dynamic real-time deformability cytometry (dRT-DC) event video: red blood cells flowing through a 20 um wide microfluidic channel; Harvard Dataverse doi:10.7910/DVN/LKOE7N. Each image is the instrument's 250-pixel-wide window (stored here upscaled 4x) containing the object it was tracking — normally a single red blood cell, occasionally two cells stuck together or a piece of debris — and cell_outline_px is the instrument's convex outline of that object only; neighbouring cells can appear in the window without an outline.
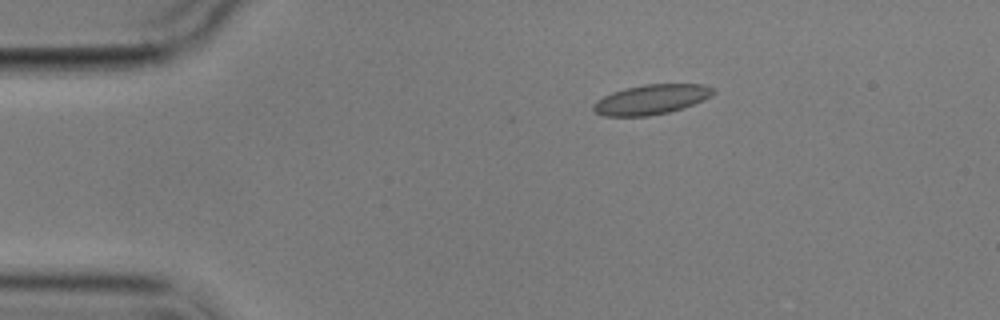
{"species": "common noctule bat (a hibernating species)", "species_latin": "Nyctalus noctula", "temperature_condition": "cold", "stored_images_in_passage": 9, "camera_frame_rate_fps": 3000, "um_per_image_px": 0.085, "animal": {"sex": "male", "body_mass_g": 17.9}, "frame": {"image": 1, "passage_image": 1, "time_ms": 0.0, "image_size_px": [1000, 320], "cell_outline_px": [[716, 92], [712, 96], [684, 108], [668, 112], [648, 116], [604, 116], [596, 112], [592, 108], [592, 104], [596, 100], [612, 92], [624, 88], [644, 84], [704, 84], [716, 88]], "centroid_in_image_um": [55.38, 8.44], "position_along_channel_um": 29.6, "area_um2": 21.04}}
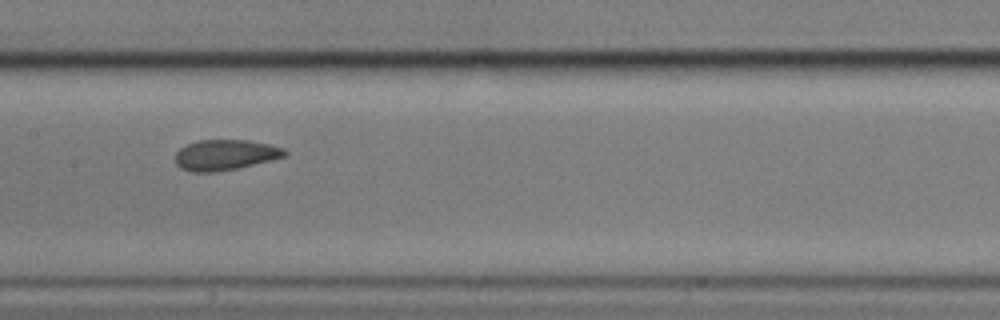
{"frame": {"image": 2, "passage_image": 6, "time_ms": 6.0, "image_size_px": [1000, 320], "cell_outline_px": [[288, 152], [284, 156], [272, 160], [236, 168], [216, 172], [192, 172], [180, 168], [176, 164], [176, 152], [180, 148], [188, 144], [200, 140], [248, 140], [268, 144], [284, 148]], "centroid_in_image_um": [19.13, 13.17], "position_along_channel_um": 188.3, "area_um2": 19.36}}
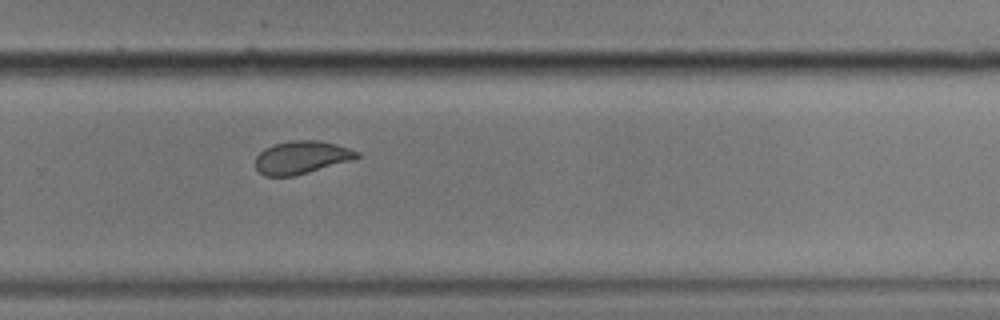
{"frame": {"image": 3, "passage_image": 9, "time_ms": 9.333, "image_size_px": [1000, 320], "cell_outline_px": [[360, 156], [352, 160], [308, 172], [292, 176], [264, 176], [256, 168], [256, 156], [264, 148], [272, 144], [292, 140], [320, 140], [336, 144], [360, 152]], "centroid_in_image_um": [25.62, 13.36], "position_along_channel_um": 304.2, "area_um2": 19.42}}